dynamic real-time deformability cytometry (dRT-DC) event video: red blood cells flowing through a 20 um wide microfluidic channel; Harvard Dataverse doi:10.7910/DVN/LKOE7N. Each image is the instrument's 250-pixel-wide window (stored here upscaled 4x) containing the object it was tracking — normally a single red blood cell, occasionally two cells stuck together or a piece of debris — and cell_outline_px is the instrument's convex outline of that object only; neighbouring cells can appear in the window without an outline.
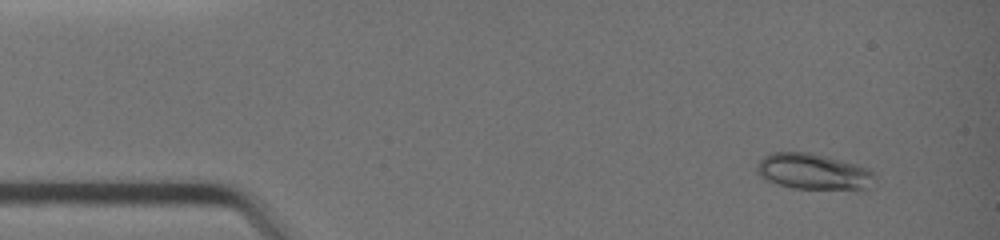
{"species": "common noctule bat (a hibernating species)", "species_latin": "Nyctalus noctula", "temperature_condition": "warm", "stored_images_in_passage": 5, "camera_frame_rate_fps": 3000, "um_per_image_px": 0.085, "animal": {"sex": "female", "body_mass_g": 19.0, "forearm_length_mm": 51.5}, "frame": {"image": 1, "passage_image": 1, "time_ms": 0.0, "image_size_px": [1000, 240], "cell_outline_px": [[876, 176], [868, 188], [864, 192], [856, 192], [792, 188], [776, 184], [764, 180], [756, 172], [756, 164], [764, 156], [772, 152], [812, 152], [856, 164], [868, 168]], "centroid_in_image_um": [69.18, 14.64], "position_along_channel_um": 15.8, "area_um2": 25.78}}